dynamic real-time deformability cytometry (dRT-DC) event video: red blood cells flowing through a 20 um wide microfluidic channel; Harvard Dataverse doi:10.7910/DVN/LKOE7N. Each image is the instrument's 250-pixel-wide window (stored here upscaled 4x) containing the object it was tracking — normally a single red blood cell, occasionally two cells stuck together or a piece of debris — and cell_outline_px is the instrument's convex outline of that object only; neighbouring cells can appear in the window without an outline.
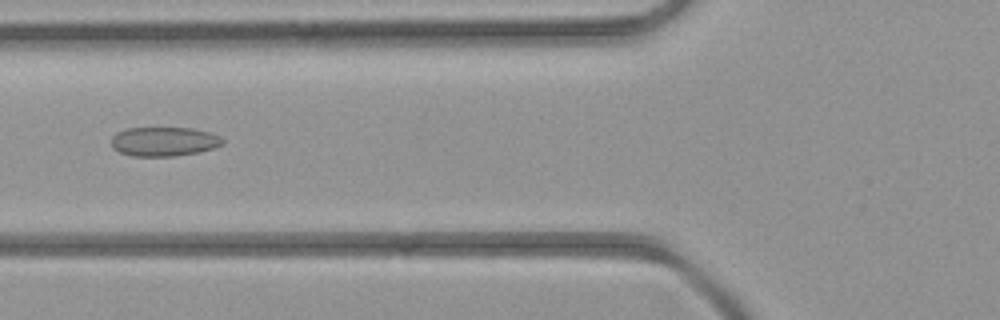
{"species": "common noctule bat (a hibernating species)", "species_latin": "Nyctalus noctula", "temperature_condition": "room temperature", "stored_images_in_passage": 6, "camera_frame_rate_fps": 3000, "um_per_image_px": 0.085, "animal": {"sex": "female", "body_mass_g": 21.9}, "frame": {"image": 1, "passage_image": 5, "time_ms": 5.0, "image_size_px": [1000, 320], "cell_outline_px": [[224, 144], [200, 152], [172, 156], [132, 156], [120, 152], [112, 148], [112, 136], [116, 132], [124, 128], [192, 128], [208, 132], [220, 136], [224, 140]], "centroid_in_image_um": [13.92, 12.03], "position_along_channel_um": 111.9, "area_um2": 19.02}}
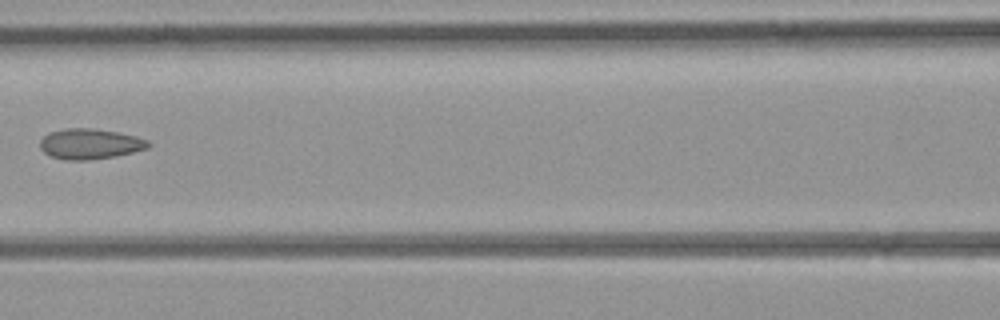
{"frame": {"image": 2, "passage_image": 6, "time_ms": 6.0, "image_size_px": [1000, 320], "cell_outline_px": [[152, 144], [148, 148], [116, 156], [88, 160], [68, 160], [52, 156], [44, 152], [40, 148], [40, 140], [44, 136], [52, 132], [68, 128], [92, 128], [116, 132], [136, 136], [148, 140]], "centroid_in_image_um": [7.68, 12.23], "position_along_channel_um": 158.9, "area_um2": 19.02}}